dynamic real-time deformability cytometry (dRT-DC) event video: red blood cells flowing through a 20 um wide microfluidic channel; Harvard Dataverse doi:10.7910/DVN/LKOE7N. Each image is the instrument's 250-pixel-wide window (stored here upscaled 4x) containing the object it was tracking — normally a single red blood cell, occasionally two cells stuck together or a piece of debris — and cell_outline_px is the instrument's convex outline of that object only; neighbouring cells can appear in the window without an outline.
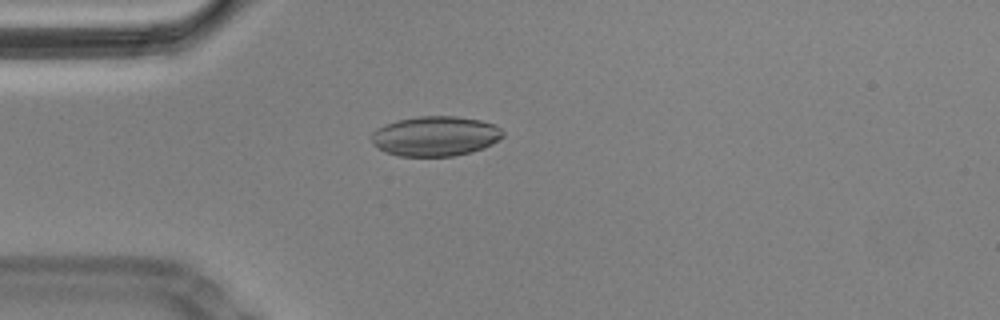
{"species": "Egyptian fruit bat (a non-hibernating species)", "species_latin": "Rousettus aegyptiacus", "temperature_condition": "cold", "stored_images_in_passage": 43, "camera_frame_rate_fps": 3000, "um_per_image_px": 0.085, "animal": {"sex": "male"}, "frame": {"image": 1, "passage_image": 1, "time_ms": 0.0, "image_size_px": [1000, 320], "cell_outline_px": [[504, 136], [492, 144], [484, 148], [472, 152], [452, 156], [400, 156], [384, 152], [376, 148], [372, 144], [372, 132], [376, 128], [400, 120], [420, 116], [456, 116], [480, 120], [492, 124], [500, 128], [504, 132]], "centroid_in_image_um": [37.0, 11.58], "position_along_channel_um": 48.0, "area_um2": 30.58}}
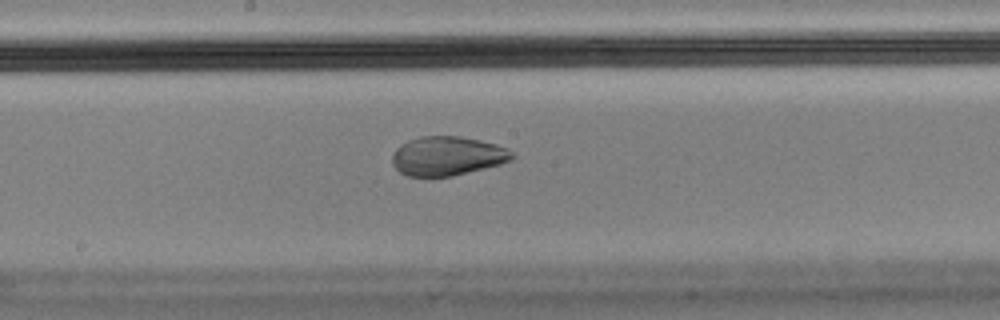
{"frame": {"image": 2, "passage_image": 16, "time_ms": 5.0, "image_size_px": [1000, 320], "cell_outline_px": [[516, 156], [512, 160], [500, 164], [452, 176], [408, 176], [400, 172], [392, 164], [392, 156], [396, 148], [400, 144], [408, 140], [420, 136], [460, 136], [480, 140], [496, 144], [508, 148]], "centroid_in_image_um": [38.03, 13.25], "position_along_channel_um": 210.2, "area_um2": 27.4}}
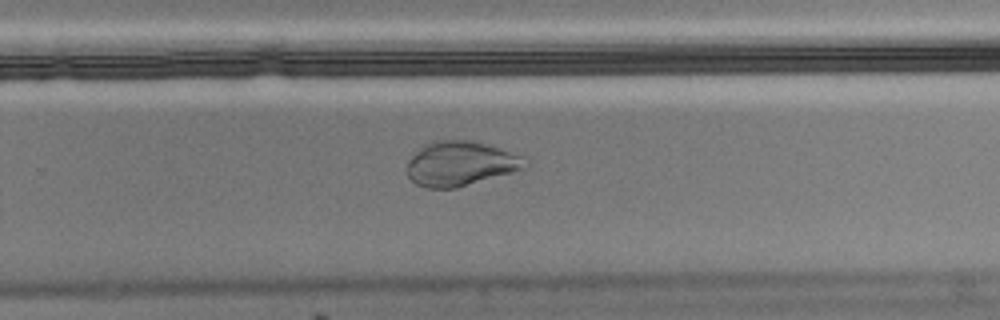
{"frame": {"image": 3, "passage_image": 23, "time_ms": 7.333, "image_size_px": [1000, 320], "cell_outline_px": [[528, 168], [456, 188], [428, 188], [416, 184], [408, 176], [408, 160], [424, 144], [432, 140], [472, 140], [500, 148], [524, 156], [528, 160]], "centroid_in_image_um": [39.18, 13.9], "position_along_channel_um": 290.6, "area_um2": 30.87}}